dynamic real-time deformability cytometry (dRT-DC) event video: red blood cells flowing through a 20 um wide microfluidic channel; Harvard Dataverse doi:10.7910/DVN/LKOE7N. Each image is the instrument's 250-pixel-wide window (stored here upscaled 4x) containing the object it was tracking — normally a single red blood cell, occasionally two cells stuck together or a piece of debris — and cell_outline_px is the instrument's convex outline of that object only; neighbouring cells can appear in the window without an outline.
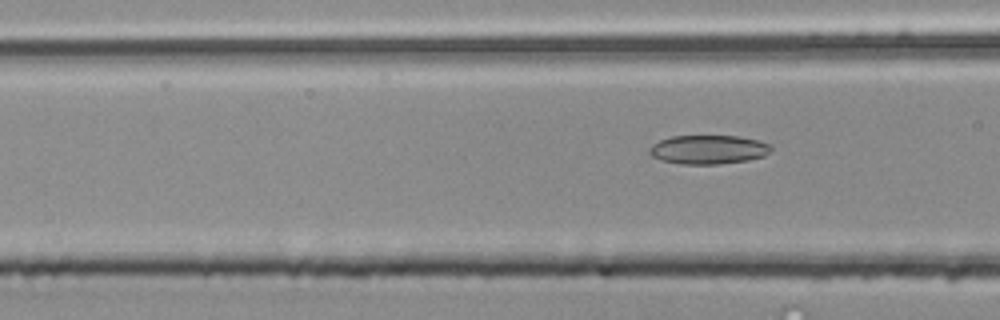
{"species": "common noctule bat (a hibernating species)", "species_latin": "Nyctalus noctula", "temperature_condition": "room temperature", "stored_images_in_passage": 4, "camera_frame_rate_fps": 3000, "um_per_image_px": 0.085, "animal": {"sex": "male", "body_mass_g": 20.4}, "frame": {"image": 1, "passage_image": 4, "time_ms": 1.0, "image_size_px": [1000, 320], "cell_outline_px": [[772, 152], [764, 156], [748, 160], [720, 164], [680, 164], [660, 160], [652, 156], [648, 152], [648, 148], [652, 144], [660, 140], [672, 136], [740, 136], [756, 140], [768, 144], [772, 148]], "centroid_in_image_um": [60.19, 12.72], "position_along_channel_um": 106.4, "area_um2": 20.63}}